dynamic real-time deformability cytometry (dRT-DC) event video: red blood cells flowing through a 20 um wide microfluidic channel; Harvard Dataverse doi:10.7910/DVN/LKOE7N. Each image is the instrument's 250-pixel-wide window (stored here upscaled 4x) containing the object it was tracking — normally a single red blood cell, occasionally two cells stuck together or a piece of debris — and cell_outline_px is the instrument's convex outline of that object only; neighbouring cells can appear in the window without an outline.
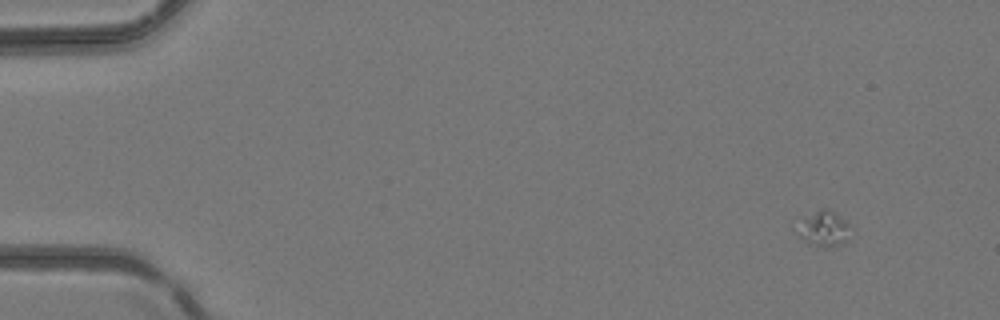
{"species": "common noctule bat (a hibernating species)", "species_latin": "Nyctalus noctula", "temperature_condition": "room temperature", "stored_images_in_passage": 44, "camera_frame_rate_fps": 3000, "um_per_image_px": 0.085, "animal": {"sex": "female", "body_mass_g": 24.6, "forearm_length_mm": 56.2}, "frame": {"image": 1, "passage_image": 1, "time_ms": 0.0, "image_size_px": [1000, 320], "cell_outline_px": [[848, 240], [844, 244], [828, 248], [808, 244], [792, 228], [820, 208], [832, 208], [848, 224]], "centroid_in_image_um": [70.0, 19.45], "position_along_channel_um": 15.0, "area_um2": 11.16}}